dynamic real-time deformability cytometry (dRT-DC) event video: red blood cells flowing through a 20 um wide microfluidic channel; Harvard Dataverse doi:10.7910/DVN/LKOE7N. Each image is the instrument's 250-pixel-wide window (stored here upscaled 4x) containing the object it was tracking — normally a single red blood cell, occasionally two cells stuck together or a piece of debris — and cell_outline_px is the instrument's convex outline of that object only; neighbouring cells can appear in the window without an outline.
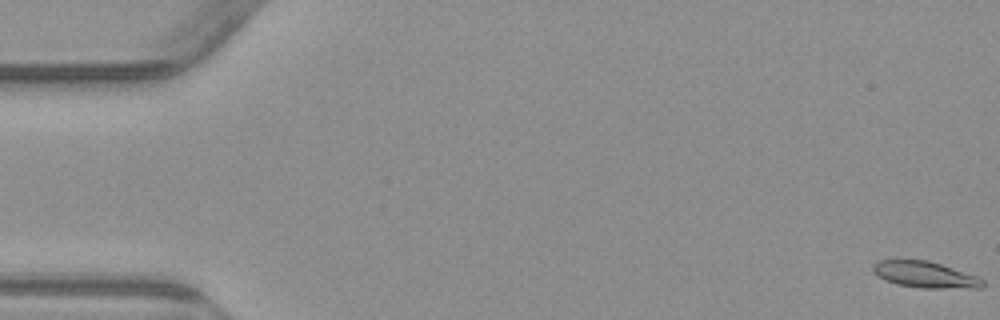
{"species": "common noctule bat (a hibernating species)", "species_latin": "Nyctalus noctula", "temperature_condition": "warm", "stored_images_in_passage": 4, "camera_frame_rate_fps": 3000, "um_per_image_px": 0.085, "animal": {"sex": "male", "body_mass_g": 23.1, "forearm_length_mm": 52.7}, "frame": {"image": 1, "passage_image": 1, "time_ms": 0.0, "image_size_px": [1000, 320], "cell_outline_px": [[984, 288], [920, 288], [896, 284], [884, 280], [872, 272], [872, 264], [880, 260], [928, 260], [976, 276], [984, 280]], "centroid_in_image_um": [78.6, 23.35], "position_along_channel_um": 6.4, "area_um2": 16.82}}